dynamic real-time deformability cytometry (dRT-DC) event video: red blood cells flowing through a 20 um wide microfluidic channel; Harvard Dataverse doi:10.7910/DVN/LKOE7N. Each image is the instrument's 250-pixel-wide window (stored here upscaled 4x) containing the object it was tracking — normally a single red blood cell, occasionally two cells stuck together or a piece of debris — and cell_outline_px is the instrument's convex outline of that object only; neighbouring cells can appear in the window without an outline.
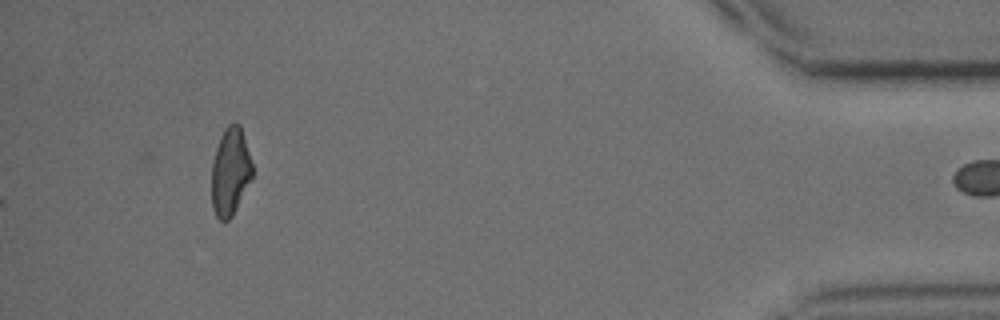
{"species": "common noctule bat (a hibernating species)", "species_latin": "Nyctalus noctula", "temperature_condition": "cold", "stored_images_in_passage": 29, "camera_frame_rate_fps": 3000, "um_per_image_px": 0.085, "animal": {"sex": "male", "body_mass_g": 15.6}, "frame": {"image": 1, "passage_image": 29, "time_ms": 9.333, "image_size_px": [1000, 320], "cell_outline_px": [[252, 180], [232, 216], [228, 220], [220, 220], [216, 216], [212, 208], [212, 164], [216, 148], [220, 136], [224, 128], [228, 124], [240, 124], [244, 136], [252, 164]], "centroid_in_image_um": [19.58, 14.6], "position_along_channel_um": 415.6, "area_um2": 20.81}}